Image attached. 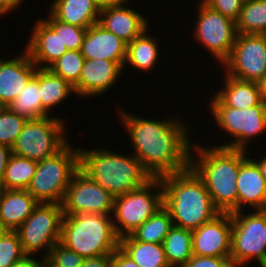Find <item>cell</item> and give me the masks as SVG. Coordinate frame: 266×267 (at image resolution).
Here are the masks:
<instances>
[{
	"label": "cell",
	"mask_w": 266,
	"mask_h": 267,
	"mask_svg": "<svg viewBox=\"0 0 266 267\" xmlns=\"http://www.w3.org/2000/svg\"><path fill=\"white\" fill-rule=\"evenodd\" d=\"M120 110L134 156L152 178L179 173L190 167L189 132L180 119L149 120Z\"/></svg>",
	"instance_id": "1"
},
{
	"label": "cell",
	"mask_w": 266,
	"mask_h": 267,
	"mask_svg": "<svg viewBox=\"0 0 266 267\" xmlns=\"http://www.w3.org/2000/svg\"><path fill=\"white\" fill-rule=\"evenodd\" d=\"M160 179L163 206L170 212L174 226L193 231L220 213L204 181L191 167Z\"/></svg>",
	"instance_id": "2"
},
{
	"label": "cell",
	"mask_w": 266,
	"mask_h": 267,
	"mask_svg": "<svg viewBox=\"0 0 266 267\" xmlns=\"http://www.w3.org/2000/svg\"><path fill=\"white\" fill-rule=\"evenodd\" d=\"M198 156L193 161L190 151V167L204 181L214 206L220 212H238L237 177L240 170V150L226 147L210 149L197 146ZM197 149V150H196Z\"/></svg>",
	"instance_id": "3"
},
{
	"label": "cell",
	"mask_w": 266,
	"mask_h": 267,
	"mask_svg": "<svg viewBox=\"0 0 266 267\" xmlns=\"http://www.w3.org/2000/svg\"><path fill=\"white\" fill-rule=\"evenodd\" d=\"M80 169L114 198L144 186L152 179L136 156L105 149H79Z\"/></svg>",
	"instance_id": "4"
},
{
	"label": "cell",
	"mask_w": 266,
	"mask_h": 267,
	"mask_svg": "<svg viewBox=\"0 0 266 267\" xmlns=\"http://www.w3.org/2000/svg\"><path fill=\"white\" fill-rule=\"evenodd\" d=\"M112 219L93 213L63 215L60 243L84 258L112 254L119 247Z\"/></svg>",
	"instance_id": "5"
},
{
	"label": "cell",
	"mask_w": 266,
	"mask_h": 267,
	"mask_svg": "<svg viewBox=\"0 0 266 267\" xmlns=\"http://www.w3.org/2000/svg\"><path fill=\"white\" fill-rule=\"evenodd\" d=\"M79 168V149H73L68 142L53 156L38 161L36 172L26 190L39 203L61 204L66 189Z\"/></svg>",
	"instance_id": "6"
},
{
	"label": "cell",
	"mask_w": 266,
	"mask_h": 267,
	"mask_svg": "<svg viewBox=\"0 0 266 267\" xmlns=\"http://www.w3.org/2000/svg\"><path fill=\"white\" fill-rule=\"evenodd\" d=\"M160 191L153 194L152 189ZM152 193V194H151ZM163 207V187L160 178H152L144 186L114 198L112 214L116 235H130ZM119 222V224H118ZM120 225V226H119Z\"/></svg>",
	"instance_id": "7"
},
{
	"label": "cell",
	"mask_w": 266,
	"mask_h": 267,
	"mask_svg": "<svg viewBox=\"0 0 266 267\" xmlns=\"http://www.w3.org/2000/svg\"><path fill=\"white\" fill-rule=\"evenodd\" d=\"M232 233L230 259L235 267L257 259L260 267H266V210L243 215L231 213Z\"/></svg>",
	"instance_id": "8"
},
{
	"label": "cell",
	"mask_w": 266,
	"mask_h": 267,
	"mask_svg": "<svg viewBox=\"0 0 266 267\" xmlns=\"http://www.w3.org/2000/svg\"><path fill=\"white\" fill-rule=\"evenodd\" d=\"M64 129L63 121L54 117L27 120L12 153L35 161L51 157L67 144Z\"/></svg>",
	"instance_id": "9"
},
{
	"label": "cell",
	"mask_w": 266,
	"mask_h": 267,
	"mask_svg": "<svg viewBox=\"0 0 266 267\" xmlns=\"http://www.w3.org/2000/svg\"><path fill=\"white\" fill-rule=\"evenodd\" d=\"M210 106L219 127L234 137V141L219 147L247 151L246 142L259 134H263L266 130V103L264 101L253 107L237 109L226 106L214 94Z\"/></svg>",
	"instance_id": "10"
},
{
	"label": "cell",
	"mask_w": 266,
	"mask_h": 267,
	"mask_svg": "<svg viewBox=\"0 0 266 267\" xmlns=\"http://www.w3.org/2000/svg\"><path fill=\"white\" fill-rule=\"evenodd\" d=\"M62 219L61 204L38 203L32 214L15 230L24 253L32 255L45 248L46 258L51 248L60 242Z\"/></svg>",
	"instance_id": "11"
},
{
	"label": "cell",
	"mask_w": 266,
	"mask_h": 267,
	"mask_svg": "<svg viewBox=\"0 0 266 267\" xmlns=\"http://www.w3.org/2000/svg\"><path fill=\"white\" fill-rule=\"evenodd\" d=\"M195 37L223 64L230 56L237 37L236 22L203 2L198 5Z\"/></svg>",
	"instance_id": "12"
},
{
	"label": "cell",
	"mask_w": 266,
	"mask_h": 267,
	"mask_svg": "<svg viewBox=\"0 0 266 267\" xmlns=\"http://www.w3.org/2000/svg\"><path fill=\"white\" fill-rule=\"evenodd\" d=\"M222 66L233 78L259 82L266 75V35L237 34L232 52Z\"/></svg>",
	"instance_id": "13"
},
{
	"label": "cell",
	"mask_w": 266,
	"mask_h": 267,
	"mask_svg": "<svg viewBox=\"0 0 266 267\" xmlns=\"http://www.w3.org/2000/svg\"><path fill=\"white\" fill-rule=\"evenodd\" d=\"M114 197L80 168L73 175L61 203L63 215H111Z\"/></svg>",
	"instance_id": "14"
},
{
	"label": "cell",
	"mask_w": 266,
	"mask_h": 267,
	"mask_svg": "<svg viewBox=\"0 0 266 267\" xmlns=\"http://www.w3.org/2000/svg\"><path fill=\"white\" fill-rule=\"evenodd\" d=\"M231 233V213L220 212L192 231L193 255L230 257Z\"/></svg>",
	"instance_id": "15"
},
{
	"label": "cell",
	"mask_w": 266,
	"mask_h": 267,
	"mask_svg": "<svg viewBox=\"0 0 266 267\" xmlns=\"http://www.w3.org/2000/svg\"><path fill=\"white\" fill-rule=\"evenodd\" d=\"M37 66L27 51L14 59H0V104L8 106L35 76Z\"/></svg>",
	"instance_id": "16"
},
{
	"label": "cell",
	"mask_w": 266,
	"mask_h": 267,
	"mask_svg": "<svg viewBox=\"0 0 266 267\" xmlns=\"http://www.w3.org/2000/svg\"><path fill=\"white\" fill-rule=\"evenodd\" d=\"M81 53L85 59L113 61L124 68L127 43L96 23L87 28Z\"/></svg>",
	"instance_id": "17"
},
{
	"label": "cell",
	"mask_w": 266,
	"mask_h": 267,
	"mask_svg": "<svg viewBox=\"0 0 266 267\" xmlns=\"http://www.w3.org/2000/svg\"><path fill=\"white\" fill-rule=\"evenodd\" d=\"M238 211L244 204L255 210H266V181L252 158H248L245 150H240V170L237 181Z\"/></svg>",
	"instance_id": "18"
},
{
	"label": "cell",
	"mask_w": 266,
	"mask_h": 267,
	"mask_svg": "<svg viewBox=\"0 0 266 267\" xmlns=\"http://www.w3.org/2000/svg\"><path fill=\"white\" fill-rule=\"evenodd\" d=\"M122 71L117 62L85 59L79 81L73 86L75 93L87 98L103 94L113 86Z\"/></svg>",
	"instance_id": "19"
},
{
	"label": "cell",
	"mask_w": 266,
	"mask_h": 267,
	"mask_svg": "<svg viewBox=\"0 0 266 267\" xmlns=\"http://www.w3.org/2000/svg\"><path fill=\"white\" fill-rule=\"evenodd\" d=\"M97 23L127 44L148 29L149 24L138 11L123 5L101 9Z\"/></svg>",
	"instance_id": "20"
},
{
	"label": "cell",
	"mask_w": 266,
	"mask_h": 267,
	"mask_svg": "<svg viewBox=\"0 0 266 267\" xmlns=\"http://www.w3.org/2000/svg\"><path fill=\"white\" fill-rule=\"evenodd\" d=\"M34 26L25 50L38 68H49L68 50L63 46L59 33H55L43 19Z\"/></svg>",
	"instance_id": "21"
},
{
	"label": "cell",
	"mask_w": 266,
	"mask_h": 267,
	"mask_svg": "<svg viewBox=\"0 0 266 267\" xmlns=\"http://www.w3.org/2000/svg\"><path fill=\"white\" fill-rule=\"evenodd\" d=\"M39 202L22 189H0V228L15 231Z\"/></svg>",
	"instance_id": "22"
},
{
	"label": "cell",
	"mask_w": 266,
	"mask_h": 267,
	"mask_svg": "<svg viewBox=\"0 0 266 267\" xmlns=\"http://www.w3.org/2000/svg\"><path fill=\"white\" fill-rule=\"evenodd\" d=\"M50 13L61 22L89 28L98 22L100 9L94 0H55Z\"/></svg>",
	"instance_id": "23"
},
{
	"label": "cell",
	"mask_w": 266,
	"mask_h": 267,
	"mask_svg": "<svg viewBox=\"0 0 266 267\" xmlns=\"http://www.w3.org/2000/svg\"><path fill=\"white\" fill-rule=\"evenodd\" d=\"M224 89L216 92V96L229 107L245 109L262 102L258 82L244 81L227 74Z\"/></svg>",
	"instance_id": "24"
},
{
	"label": "cell",
	"mask_w": 266,
	"mask_h": 267,
	"mask_svg": "<svg viewBox=\"0 0 266 267\" xmlns=\"http://www.w3.org/2000/svg\"><path fill=\"white\" fill-rule=\"evenodd\" d=\"M119 248L140 267H170L163 244L140 242L127 235L119 238Z\"/></svg>",
	"instance_id": "25"
},
{
	"label": "cell",
	"mask_w": 266,
	"mask_h": 267,
	"mask_svg": "<svg viewBox=\"0 0 266 267\" xmlns=\"http://www.w3.org/2000/svg\"><path fill=\"white\" fill-rule=\"evenodd\" d=\"M40 68H37L35 76L28 82L8 107L16 114L30 119H38L49 116L42 107L40 100Z\"/></svg>",
	"instance_id": "26"
},
{
	"label": "cell",
	"mask_w": 266,
	"mask_h": 267,
	"mask_svg": "<svg viewBox=\"0 0 266 267\" xmlns=\"http://www.w3.org/2000/svg\"><path fill=\"white\" fill-rule=\"evenodd\" d=\"M165 255L170 267H182L193 256L192 231L173 227L163 242Z\"/></svg>",
	"instance_id": "27"
},
{
	"label": "cell",
	"mask_w": 266,
	"mask_h": 267,
	"mask_svg": "<svg viewBox=\"0 0 266 267\" xmlns=\"http://www.w3.org/2000/svg\"><path fill=\"white\" fill-rule=\"evenodd\" d=\"M75 93L74 87L48 68H40V100L48 112L64 101L69 94Z\"/></svg>",
	"instance_id": "28"
},
{
	"label": "cell",
	"mask_w": 266,
	"mask_h": 267,
	"mask_svg": "<svg viewBox=\"0 0 266 267\" xmlns=\"http://www.w3.org/2000/svg\"><path fill=\"white\" fill-rule=\"evenodd\" d=\"M147 31L148 29L127 44L125 65L128 63L138 70L148 72L156 65L159 51L157 42L147 34Z\"/></svg>",
	"instance_id": "29"
},
{
	"label": "cell",
	"mask_w": 266,
	"mask_h": 267,
	"mask_svg": "<svg viewBox=\"0 0 266 267\" xmlns=\"http://www.w3.org/2000/svg\"><path fill=\"white\" fill-rule=\"evenodd\" d=\"M38 166V161L11 154L0 189L26 190Z\"/></svg>",
	"instance_id": "30"
},
{
	"label": "cell",
	"mask_w": 266,
	"mask_h": 267,
	"mask_svg": "<svg viewBox=\"0 0 266 267\" xmlns=\"http://www.w3.org/2000/svg\"><path fill=\"white\" fill-rule=\"evenodd\" d=\"M172 227L170 212L163 206L130 235L136 241L163 244Z\"/></svg>",
	"instance_id": "31"
},
{
	"label": "cell",
	"mask_w": 266,
	"mask_h": 267,
	"mask_svg": "<svg viewBox=\"0 0 266 267\" xmlns=\"http://www.w3.org/2000/svg\"><path fill=\"white\" fill-rule=\"evenodd\" d=\"M236 29L238 34L266 35V0L243 2Z\"/></svg>",
	"instance_id": "32"
},
{
	"label": "cell",
	"mask_w": 266,
	"mask_h": 267,
	"mask_svg": "<svg viewBox=\"0 0 266 267\" xmlns=\"http://www.w3.org/2000/svg\"><path fill=\"white\" fill-rule=\"evenodd\" d=\"M84 60L81 50L67 51L48 69L74 86L79 81Z\"/></svg>",
	"instance_id": "33"
},
{
	"label": "cell",
	"mask_w": 266,
	"mask_h": 267,
	"mask_svg": "<svg viewBox=\"0 0 266 267\" xmlns=\"http://www.w3.org/2000/svg\"><path fill=\"white\" fill-rule=\"evenodd\" d=\"M27 120L3 106L0 110V144L12 148Z\"/></svg>",
	"instance_id": "34"
},
{
	"label": "cell",
	"mask_w": 266,
	"mask_h": 267,
	"mask_svg": "<svg viewBox=\"0 0 266 267\" xmlns=\"http://www.w3.org/2000/svg\"><path fill=\"white\" fill-rule=\"evenodd\" d=\"M47 20H43L55 33H59L63 46L68 51L81 50L87 28L67 24L57 20L51 13Z\"/></svg>",
	"instance_id": "35"
},
{
	"label": "cell",
	"mask_w": 266,
	"mask_h": 267,
	"mask_svg": "<svg viewBox=\"0 0 266 267\" xmlns=\"http://www.w3.org/2000/svg\"><path fill=\"white\" fill-rule=\"evenodd\" d=\"M25 255L16 231L0 232V267H10Z\"/></svg>",
	"instance_id": "36"
},
{
	"label": "cell",
	"mask_w": 266,
	"mask_h": 267,
	"mask_svg": "<svg viewBox=\"0 0 266 267\" xmlns=\"http://www.w3.org/2000/svg\"><path fill=\"white\" fill-rule=\"evenodd\" d=\"M84 259L83 256L58 242L46 256L45 267H81Z\"/></svg>",
	"instance_id": "37"
},
{
	"label": "cell",
	"mask_w": 266,
	"mask_h": 267,
	"mask_svg": "<svg viewBox=\"0 0 266 267\" xmlns=\"http://www.w3.org/2000/svg\"><path fill=\"white\" fill-rule=\"evenodd\" d=\"M201 2L235 22L239 18L243 5L242 0H202Z\"/></svg>",
	"instance_id": "38"
},
{
	"label": "cell",
	"mask_w": 266,
	"mask_h": 267,
	"mask_svg": "<svg viewBox=\"0 0 266 267\" xmlns=\"http://www.w3.org/2000/svg\"><path fill=\"white\" fill-rule=\"evenodd\" d=\"M182 267H235L230 257L193 255Z\"/></svg>",
	"instance_id": "39"
},
{
	"label": "cell",
	"mask_w": 266,
	"mask_h": 267,
	"mask_svg": "<svg viewBox=\"0 0 266 267\" xmlns=\"http://www.w3.org/2000/svg\"><path fill=\"white\" fill-rule=\"evenodd\" d=\"M111 267H140L119 247L112 253Z\"/></svg>",
	"instance_id": "40"
},
{
	"label": "cell",
	"mask_w": 266,
	"mask_h": 267,
	"mask_svg": "<svg viewBox=\"0 0 266 267\" xmlns=\"http://www.w3.org/2000/svg\"><path fill=\"white\" fill-rule=\"evenodd\" d=\"M112 254L85 258L81 267H111Z\"/></svg>",
	"instance_id": "41"
},
{
	"label": "cell",
	"mask_w": 266,
	"mask_h": 267,
	"mask_svg": "<svg viewBox=\"0 0 266 267\" xmlns=\"http://www.w3.org/2000/svg\"><path fill=\"white\" fill-rule=\"evenodd\" d=\"M10 267H45V258L43 261H36L29 254H25L18 261L14 262Z\"/></svg>",
	"instance_id": "42"
},
{
	"label": "cell",
	"mask_w": 266,
	"mask_h": 267,
	"mask_svg": "<svg viewBox=\"0 0 266 267\" xmlns=\"http://www.w3.org/2000/svg\"><path fill=\"white\" fill-rule=\"evenodd\" d=\"M11 154H12L11 148L0 144V187Z\"/></svg>",
	"instance_id": "43"
},
{
	"label": "cell",
	"mask_w": 266,
	"mask_h": 267,
	"mask_svg": "<svg viewBox=\"0 0 266 267\" xmlns=\"http://www.w3.org/2000/svg\"><path fill=\"white\" fill-rule=\"evenodd\" d=\"M23 0H0V16L15 10Z\"/></svg>",
	"instance_id": "44"
},
{
	"label": "cell",
	"mask_w": 266,
	"mask_h": 267,
	"mask_svg": "<svg viewBox=\"0 0 266 267\" xmlns=\"http://www.w3.org/2000/svg\"><path fill=\"white\" fill-rule=\"evenodd\" d=\"M99 9L124 5L127 0H94Z\"/></svg>",
	"instance_id": "45"
},
{
	"label": "cell",
	"mask_w": 266,
	"mask_h": 267,
	"mask_svg": "<svg viewBox=\"0 0 266 267\" xmlns=\"http://www.w3.org/2000/svg\"><path fill=\"white\" fill-rule=\"evenodd\" d=\"M258 85L262 101L266 103V75L258 82Z\"/></svg>",
	"instance_id": "46"
},
{
	"label": "cell",
	"mask_w": 266,
	"mask_h": 267,
	"mask_svg": "<svg viewBox=\"0 0 266 267\" xmlns=\"http://www.w3.org/2000/svg\"><path fill=\"white\" fill-rule=\"evenodd\" d=\"M261 171L262 176L265 178L266 181V156L263 157L260 161H255Z\"/></svg>",
	"instance_id": "47"
}]
</instances>
